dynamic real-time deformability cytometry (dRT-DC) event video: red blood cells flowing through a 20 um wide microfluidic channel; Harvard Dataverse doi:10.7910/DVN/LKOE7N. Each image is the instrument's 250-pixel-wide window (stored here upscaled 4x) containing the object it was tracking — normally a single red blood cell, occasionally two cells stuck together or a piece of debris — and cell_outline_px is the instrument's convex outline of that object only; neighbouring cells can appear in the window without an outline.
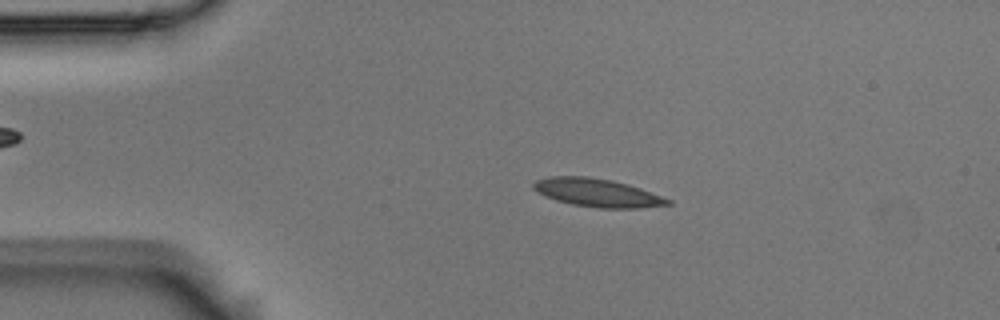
{"species": "Egyptian fruit bat (a non-hibernating species)", "species_latin": "Rousettus aegyptiacus", "temperature_condition": "room temperature", "stored_images_in_passage": 57, "camera_frame_rate_fps": 3000, "um_per_image_px": 0.085, "animal": {"sex": "male"}, "frame": {"image": 1, "passage_image": 12, "time_ms": 3.667, "image_size_px": [1000, 320], "cell_outline_px": [[672, 204], [640, 208], [600, 208], [572, 204], [556, 200], [544, 196], [532, 188], [532, 184], [536, 180], [548, 176], [588, 176], [612, 180], [628, 184], [640, 188], [672, 200]], "centroid_in_image_um": [50.75, 16.37], "position_along_channel_um": 34.2, "area_um2": 22.14}}
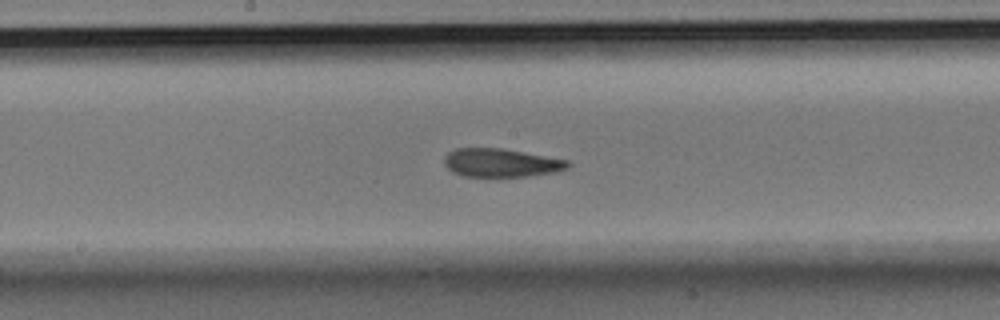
{"frame": {"image": 2, "passage_image": 30, "time_ms": 9.667, "image_size_px": [1000, 320], "cell_outline_px": [[572, 164], [568, 168], [556, 172], [524, 176], [464, 176], [452, 172], [444, 164], [444, 156], [448, 152], [456, 148], [500, 148], [568, 160]], "centroid_in_image_um": [42.58, 13.83], "position_along_channel_um": 205.6, "area_um2": 20.35}}
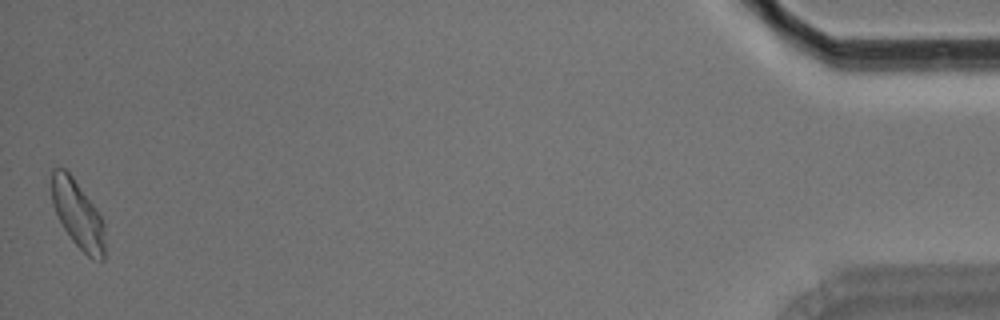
{"frame": {"image": 3, "passage_image": 57, "time_ms": 18.667, "image_size_px": [1000, 320], "cell_outline_px": [[104, 260], [92, 260], [72, 240], [64, 228], [52, 204], [52, 168], [64, 168], [72, 176], [96, 208], [104, 224]], "centroid_in_image_um": [6.62, 18.23], "position_along_channel_um": 428.6, "area_um2": 20.63}, "authors_computed_cell_mechanics": {"area_um2": 21.0392, "velocity_mm_per_s": 3.5089, "shape_relaxation_time_tau1_ms": null, "shape_relaxation_time_tau2_ms": 2.5211, "deformation_change_tau1": null, "deformation_change_tau2": 0.0811}}